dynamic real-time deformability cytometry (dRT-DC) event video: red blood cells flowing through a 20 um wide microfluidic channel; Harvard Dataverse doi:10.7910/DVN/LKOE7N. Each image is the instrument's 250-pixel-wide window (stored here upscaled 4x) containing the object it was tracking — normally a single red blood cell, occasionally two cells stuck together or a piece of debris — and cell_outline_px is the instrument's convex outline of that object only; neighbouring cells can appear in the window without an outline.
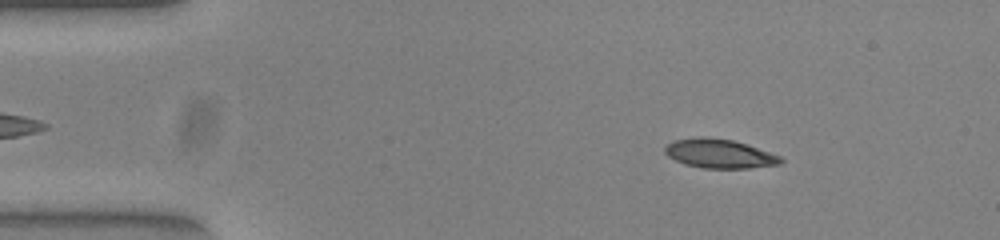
{"species": "common noctule bat (a hibernating species)", "species_latin": "Nyctalus noctula", "temperature_condition": "warm", "stored_images_in_passage": 49, "camera_frame_rate_fps": 3000, "um_per_image_px": 0.085, "animal": {"sex": "female", "body_mass_g": 23.0, "forearm_length_mm": 53.4}, "frame": {"image": 1, "passage_image": 4, "time_ms": 1.0, "image_size_px": [1000, 240], "cell_outline_px": [[784, 160], [780, 164], [748, 168], [704, 168], [684, 164], [668, 156], [664, 152], [664, 148], [672, 140], [700, 136], [704, 136], [732, 140], [748, 144], [780, 156]], "centroid_in_image_um": [61.13, 13.05], "position_along_channel_um": 23.9, "area_um2": 19.65}}
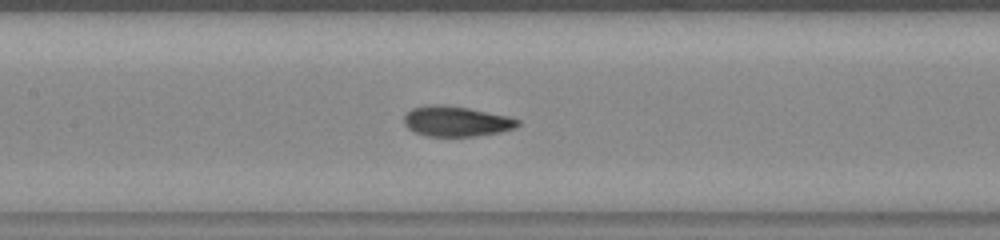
{"frame": {"image": 2, "passage_image": 21, "time_ms": 6.667, "image_size_px": [1000, 240], "cell_outline_px": [[520, 124], [516, 128], [500, 132], [476, 136], [428, 136], [416, 132], [408, 128], [404, 124], [404, 116], [412, 108], [428, 104], [440, 104], [468, 108], [508, 116], [520, 120]], "centroid_in_image_um": [38.79, 10.31], "position_along_channel_um": 168.6, "area_um2": 20.06}}
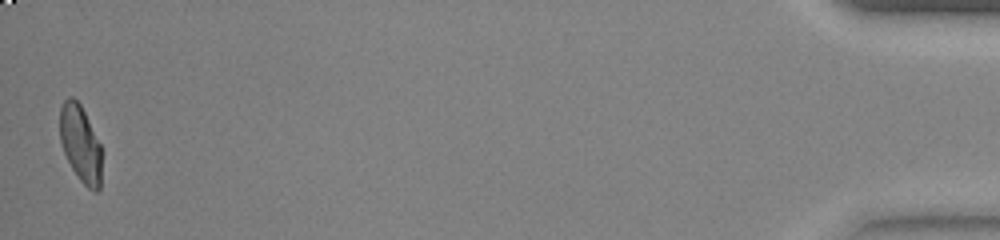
{"frame": {"image": 3, "passage_image": 49, "time_ms": 16.0, "image_size_px": [1000, 240], "cell_outline_px": [[104, 152], [100, 188], [96, 192], [88, 188], [80, 180], [72, 168], [64, 152], [60, 140], [60, 108], [64, 100], [68, 96], [72, 96], [80, 104]], "centroid_in_image_um": [6.88, 12.25], "position_along_channel_um": 428.3, "area_um2": 18.96}, "authors_computed_cell_mechanics": {"area_um2": 19.8254, "velocity_mm_per_s": 3.8323, "shape_relaxation_time_tau1_ms": 4.3966, "shape_relaxation_time_tau2_ms": 1.0404, "deformation_change_tau1": 0.2085, "deformation_change_tau2": 0.0699}}